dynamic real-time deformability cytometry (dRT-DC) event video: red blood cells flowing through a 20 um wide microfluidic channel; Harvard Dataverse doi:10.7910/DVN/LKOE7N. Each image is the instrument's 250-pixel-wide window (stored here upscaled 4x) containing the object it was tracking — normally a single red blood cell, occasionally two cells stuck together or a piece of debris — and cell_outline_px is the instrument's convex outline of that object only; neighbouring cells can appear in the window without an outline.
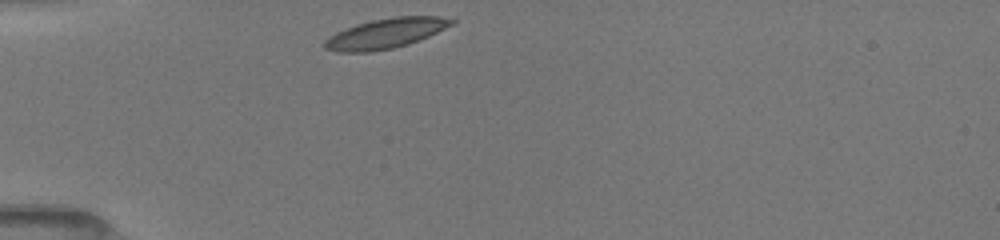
{"species": "common noctule bat (a hibernating species)", "species_latin": "Nyctalus noctula", "temperature_condition": "room temperature", "stored_images_in_passage": 15, "camera_frame_rate_fps": 3000, "um_per_image_px": 0.085, "animal": {"sex": "female", "body_mass_g": 19.5, "forearm_length_mm": 54.1}, "frame": {"image": 1, "passage_image": 1, "time_ms": 0.0, "image_size_px": [1000, 240], "cell_outline_px": [[456, 24], [428, 36], [408, 44], [392, 48], [368, 52], [336, 52], [324, 48], [324, 40], [328, 36], [336, 32], [356, 24], [372, 20], [396, 16], [440, 16], [456, 20]], "centroid_in_image_um": [32.79, 2.83], "position_along_channel_um": 52.2, "area_um2": 22.25}}
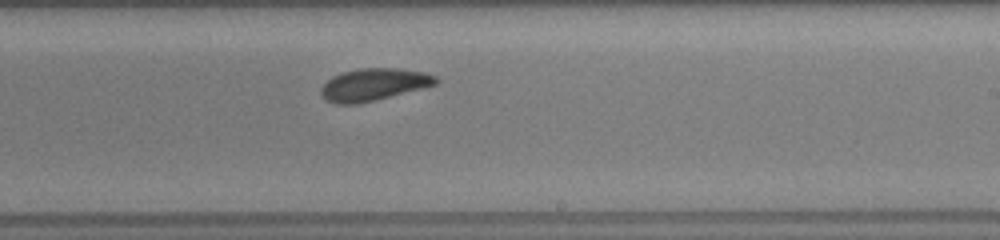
{"frame": {"image": 2, "passage_image": 7, "time_ms": 5.667, "image_size_px": [1000, 240], "cell_outline_px": [[440, 80], [436, 84], [376, 100], [356, 104], [336, 104], [324, 100], [320, 96], [320, 88], [332, 76], [344, 72], [360, 68], [400, 68], [424, 72], [436, 76]], "centroid_in_image_um": [31.73, 7.19], "position_along_channel_um": 257.3, "area_um2": 21.62}}
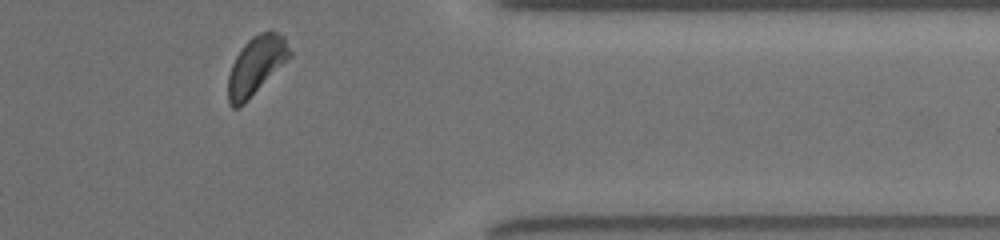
{"frame": {"image": 3, "passage_image": 15, "time_ms": 9.333, "image_size_px": [1000, 240], "cell_outline_px": [[292, 56], [244, 104], [236, 108], [232, 108], [228, 104], [228, 76], [232, 64], [236, 56], [244, 44], [252, 36], [260, 32], [276, 32], [284, 36], [292, 52]], "centroid_in_image_um": [21.77, 5.58], "position_along_channel_um": 389.6, "area_um2": 20.92}, "authors_computed_cell_mechanics": {"area_um2": 21.3282, "velocity_mm_per_s": 3.9521, "shape_relaxation_time_tau1_ms": 1.3903, "shape_relaxation_time_tau2_ms": null, "deformation_change_tau1": 0.0635, "deformation_change_tau2": null}}